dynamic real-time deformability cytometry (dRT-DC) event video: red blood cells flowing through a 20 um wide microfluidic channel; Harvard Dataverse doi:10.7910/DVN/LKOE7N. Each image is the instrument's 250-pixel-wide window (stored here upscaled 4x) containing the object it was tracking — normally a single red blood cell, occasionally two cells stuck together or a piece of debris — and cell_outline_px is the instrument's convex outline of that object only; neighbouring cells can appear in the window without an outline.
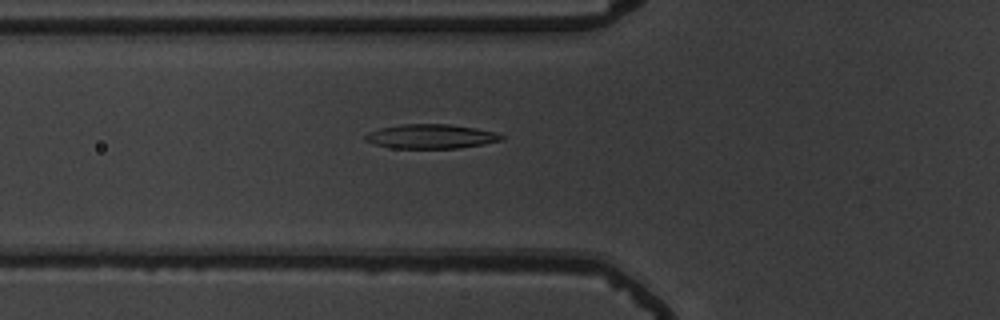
{"species": "common noctule bat (a hibernating species)", "species_latin": "Nyctalus noctula", "temperature_condition": "warm", "stored_images_in_passage": 42, "camera_frame_rate_fps": 3000, "um_per_image_px": 0.085, "animal": {"sex": "male", "body_mass_g": 19.5, "forearm_length_mm": 54.6}, "frame": {"image": 1, "passage_image": 7, "time_ms": 2.0, "image_size_px": [1000, 320], "cell_outline_px": [[504, 140], [484, 144], [460, 148], [392, 148], [376, 144], [364, 140], [364, 136], [368, 132], [380, 128], [400, 124], [448, 124], [476, 128], [492, 132], [504, 136]], "centroid_in_image_um": [36.62, 11.59], "position_along_channel_um": 89.2, "area_um2": 19.25}}
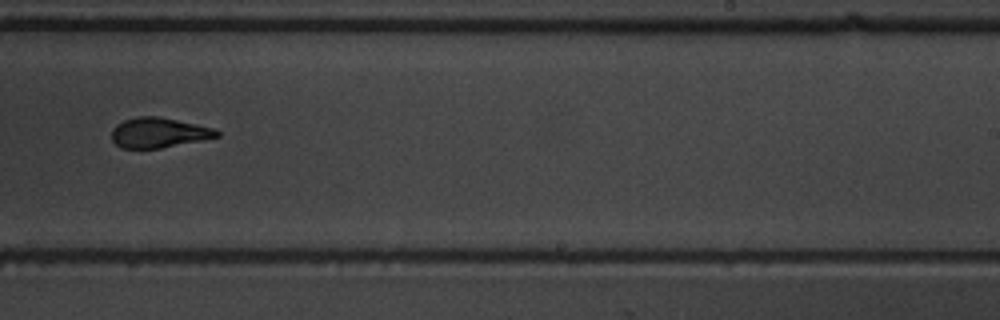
{"frame": {"image": 2, "passage_image": 22, "time_ms": 7.0, "image_size_px": [1000, 320], "cell_outline_px": [[220, 136], [160, 148], [120, 148], [112, 140], [112, 128], [116, 124], [124, 120], [136, 116], [160, 116], [212, 128], [220, 132]], "centroid_in_image_um": [13.44, 11.27], "position_along_channel_um": 275.6, "area_um2": 18.26}}
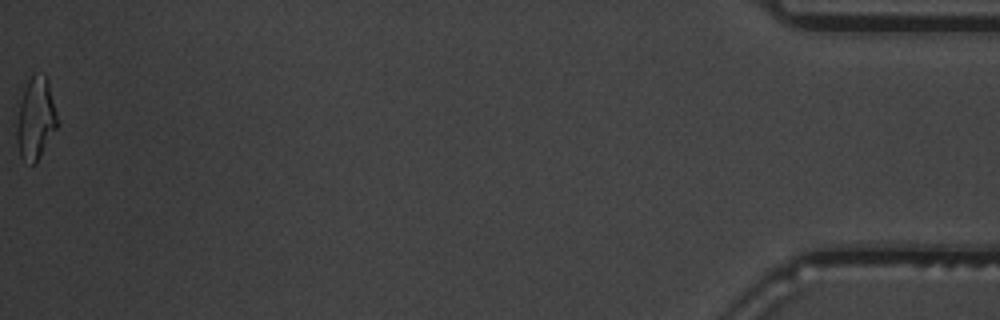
{"frame": {"image": 3, "passage_image": 42, "time_ms": 13.667, "image_size_px": [1000, 320], "cell_outline_px": [[56, 128], [36, 164], [32, 164], [20, 156], [16, 140], [16, 128], [20, 104], [24, 88], [28, 80], [32, 76], [44, 72], [48, 80], [56, 112]], "centroid_in_image_um": [3.02, 10.08], "position_along_channel_um": 432.2, "area_um2": 19.02}, "authors_computed_cell_mechanics": {"area_um2": 19.1607, "velocity_mm_per_s": 3.7266, "shape_relaxation_time_tau1_ms": 6.8462, "shape_relaxation_time_tau2_ms": 1.9689, "deformation_change_tau1": 0.2444, "deformation_change_tau2": 0.105}}